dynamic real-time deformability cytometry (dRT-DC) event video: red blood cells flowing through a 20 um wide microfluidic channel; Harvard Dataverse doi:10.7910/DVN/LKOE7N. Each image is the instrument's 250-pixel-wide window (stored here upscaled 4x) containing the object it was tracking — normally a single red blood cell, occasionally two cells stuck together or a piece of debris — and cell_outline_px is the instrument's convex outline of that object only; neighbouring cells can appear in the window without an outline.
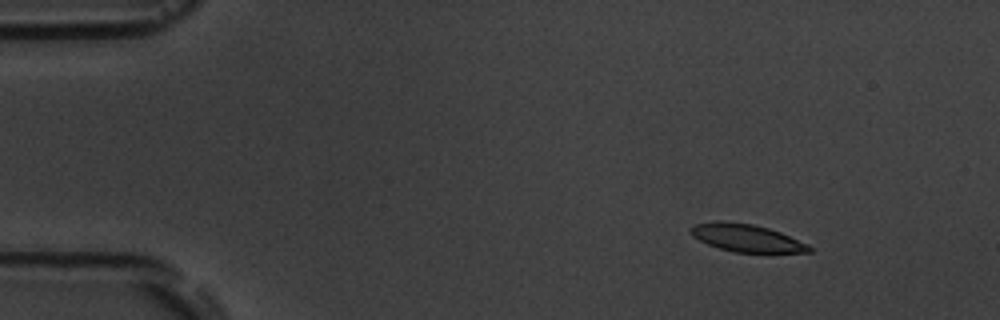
{"species": "common noctule bat (a hibernating species)", "species_latin": "Nyctalus noctula", "temperature_condition": "room temperature", "stored_images_in_passage": 5, "segment_of_instrument_passage": [1, 2], "camera_frame_rate_fps": 3000, "um_per_image_px": 0.085, "animal": {"sex": "male", "body_mass_g": 19.5, "forearm_length_mm": 54.6}, "frame": {"image": 1, "passage_image": 1, "time_ms": 0.0, "image_size_px": [1000, 320], "cell_outline_px": [[812, 252], [732, 252], [708, 244], [692, 236], [688, 232], [688, 228], [692, 224], [716, 220], [720, 220], [752, 224], [768, 228], [780, 232], [808, 244], [812, 248]], "centroid_in_image_um": [63.38, 20.2], "position_along_channel_um": 21.6, "area_um2": 19.13}}